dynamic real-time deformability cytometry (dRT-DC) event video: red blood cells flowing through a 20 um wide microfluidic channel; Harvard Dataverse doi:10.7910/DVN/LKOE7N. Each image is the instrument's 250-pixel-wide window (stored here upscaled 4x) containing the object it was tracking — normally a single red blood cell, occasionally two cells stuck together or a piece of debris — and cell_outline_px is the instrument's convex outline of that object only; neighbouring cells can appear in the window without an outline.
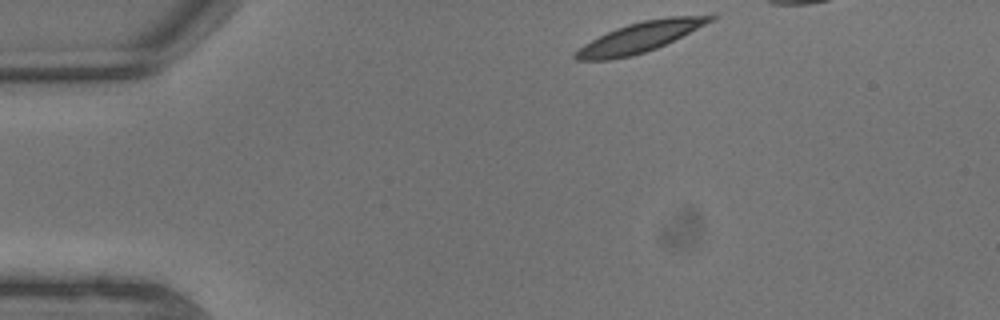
{"species": "common noctule bat (a hibernating species)", "species_latin": "Nyctalus noctula", "temperature_condition": "warm", "stored_images_in_passage": 6, "camera_frame_rate_fps": 3000, "um_per_image_px": 0.085, "animal": {"sex": "male", "body_mass_g": 13.3}, "frame": {"image": 1, "passage_image": 1, "time_ms": 0.0, "image_size_px": [1000, 320], "cell_outline_px": [[716, 16], [712, 20], [656, 48], [632, 56], [608, 60], [576, 60], [572, 56], [584, 44], [616, 28], [628, 24], [644, 20], [672, 16]], "centroid_in_image_um": [54.29, 3.18], "position_along_channel_um": 30.7, "area_um2": 22.72}}
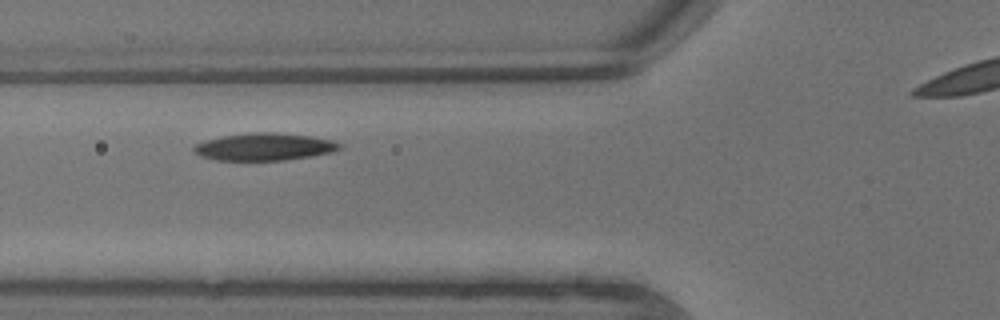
{"frame": {"image": 2, "passage_image": 5, "time_ms": 1.333, "image_size_px": [1000, 320], "cell_outline_px": [[344, 144], [340, 148], [332, 152], [312, 156], [288, 160], [216, 160], [200, 156], [192, 152], [192, 148], [196, 144], [208, 140], [224, 136], [252, 132], [276, 132], [308, 136], [332, 140]], "centroid_in_image_um": [22.48, 12.48], "position_along_channel_um": 103.3, "area_um2": 23.24}}
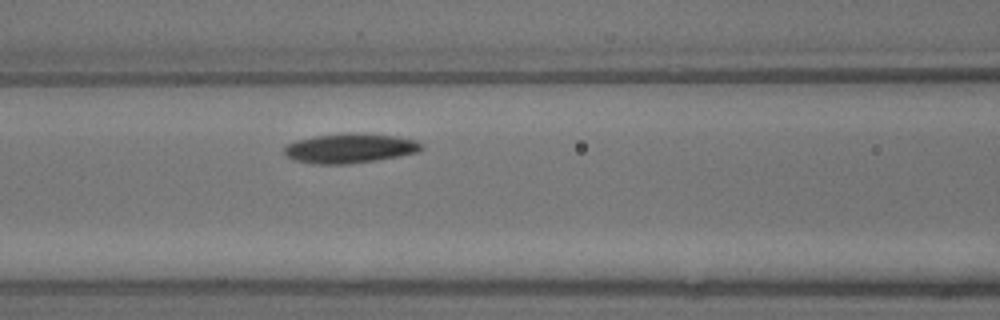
{"frame": {"image": 3, "passage_image": 6, "time_ms": 1.667, "image_size_px": [1000, 320], "cell_outline_px": [[424, 148], [416, 152], [400, 156], [376, 160], [348, 164], [312, 164], [292, 160], [284, 152], [284, 148], [288, 144], [296, 140], [312, 136], [344, 132], [356, 132], [396, 136], [416, 140], [424, 144]], "centroid_in_image_um": [29.74, 12.59], "position_along_channel_um": 136.9, "area_um2": 24.04}}